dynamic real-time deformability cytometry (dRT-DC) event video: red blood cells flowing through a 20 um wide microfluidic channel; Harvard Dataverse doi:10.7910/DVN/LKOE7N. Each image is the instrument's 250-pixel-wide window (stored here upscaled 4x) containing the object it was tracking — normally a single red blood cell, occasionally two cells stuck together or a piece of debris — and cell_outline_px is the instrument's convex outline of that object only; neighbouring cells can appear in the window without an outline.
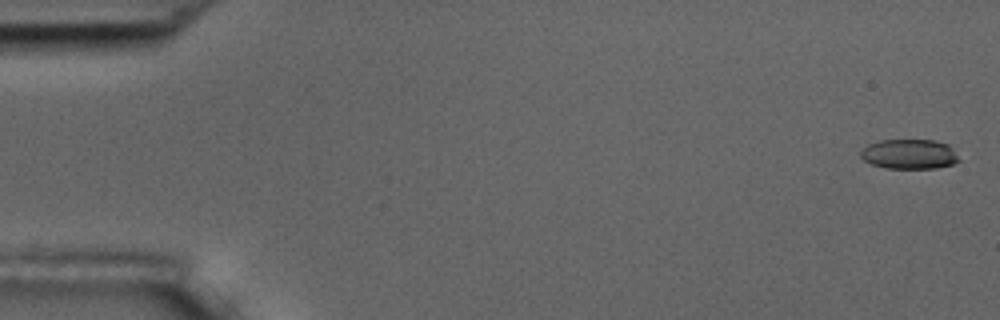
{"species": "common noctule bat (a hibernating species)", "species_latin": "Nyctalus noctula", "temperature_condition": "room temperature", "stored_images_in_passage": 10, "camera_frame_rate_fps": 3000, "um_per_image_px": 0.085, "animal": {"sex": "male", "body_mass_g": 17.5, "forearm_length_mm": 52.3}, "frame": {"image": 1, "passage_image": 1, "time_ms": 0.0, "image_size_px": [1000, 320], "cell_outline_px": [[960, 160], [952, 164], [936, 168], [888, 168], [872, 164], [864, 160], [860, 156], [860, 152], [868, 144], [880, 140], [936, 140], [948, 144], [952, 148]], "centroid_in_image_um": [77.3, 13.09], "position_along_channel_um": 7.7, "area_um2": 16.99}}
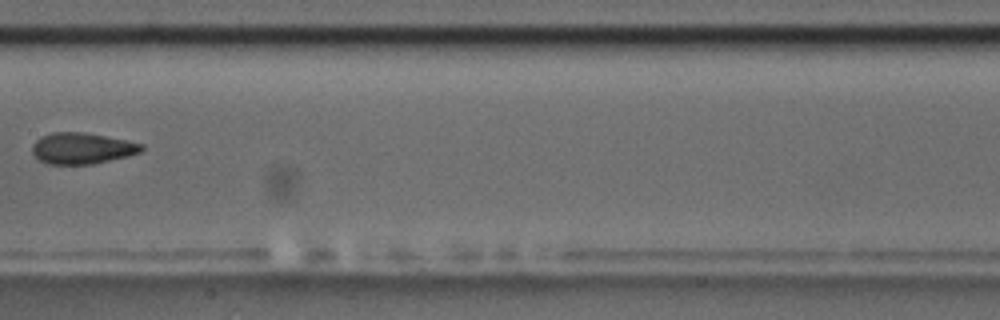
{"frame": {"image": 2, "passage_image": 9, "time_ms": 9.333, "image_size_px": [1000, 320], "cell_outline_px": [[144, 148], [140, 152], [128, 156], [92, 164], [48, 164], [40, 160], [32, 152], [32, 144], [40, 136], [52, 132], [84, 132], [144, 144]], "centroid_in_image_um": [6.95, 12.6], "position_along_channel_um": 200.5, "area_um2": 19.77}}
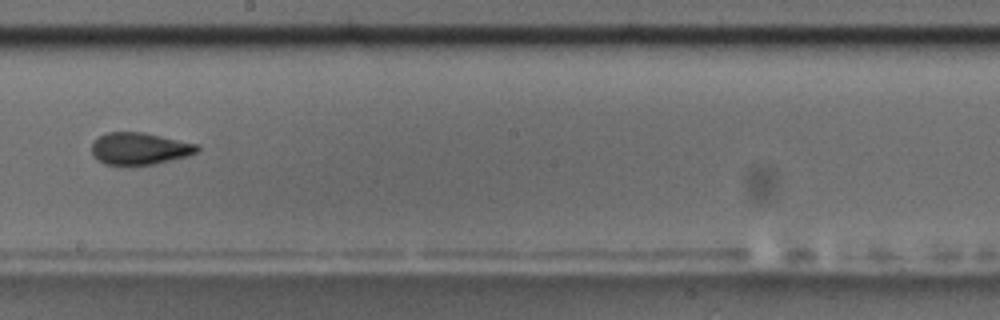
{"frame": {"image": 3, "passage_image": 10, "time_ms": 10.333, "image_size_px": [1000, 320], "cell_outline_px": [[200, 148], [196, 152], [188, 156], [156, 164], [124, 168], [104, 164], [92, 156], [92, 144], [100, 136], [108, 132], [144, 132], [200, 144]], "centroid_in_image_um": [11.87, 12.67], "position_along_channel_um": 236.3, "area_um2": 20.46}}